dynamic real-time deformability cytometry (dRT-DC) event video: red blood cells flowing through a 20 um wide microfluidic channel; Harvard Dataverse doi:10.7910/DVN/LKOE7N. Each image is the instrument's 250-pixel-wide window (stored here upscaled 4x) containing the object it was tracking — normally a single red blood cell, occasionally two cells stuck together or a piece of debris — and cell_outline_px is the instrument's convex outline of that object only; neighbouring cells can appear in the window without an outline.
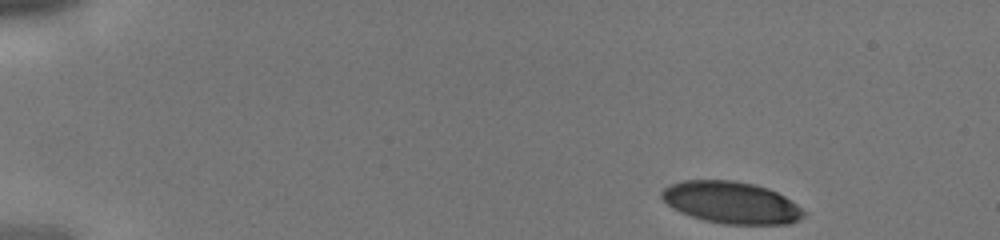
{"species": "human", "species_latin": "Homo sapiens", "temperature_condition": "cold", "stored_images_in_passage": 31, "camera_frame_rate_fps": 3000, "um_per_image_px": 0.085, "donor": {"sex": "male"}, "frame": {"image": 1, "passage_image": 1, "time_ms": 0.0, "image_size_px": [1000, 240], "cell_outline_px": [[808, 212], [804, 216], [788, 224], [724, 224], [704, 220], [680, 212], [672, 208], [660, 196], [660, 192], [668, 184], [680, 180], [736, 180], [756, 184], [768, 188], [792, 200]], "centroid_in_image_um": [62.15, 17.2], "position_along_channel_um": 22.8, "area_um2": 35.03}}
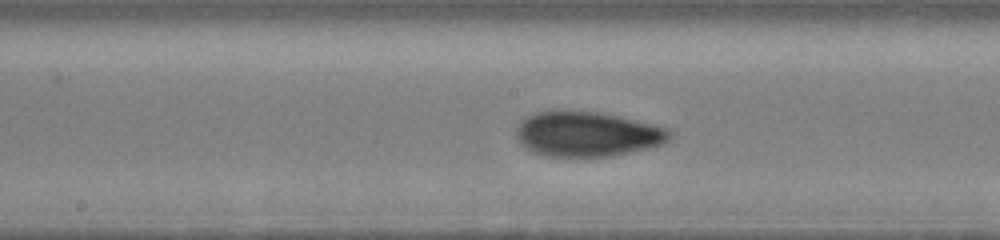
{"frame": {"image": 2, "passage_image": 14, "time_ms": 4.333, "image_size_px": [1000, 240], "cell_outline_px": [[672, 136], [664, 144], [628, 152], [604, 156], [548, 156], [532, 152], [520, 144], [516, 136], [516, 128], [520, 120], [536, 112], [556, 108], [600, 112], [620, 116], [672, 128]], "centroid_in_image_um": [49.9, 11.35], "position_along_channel_um": 198.3, "area_um2": 40.92}}
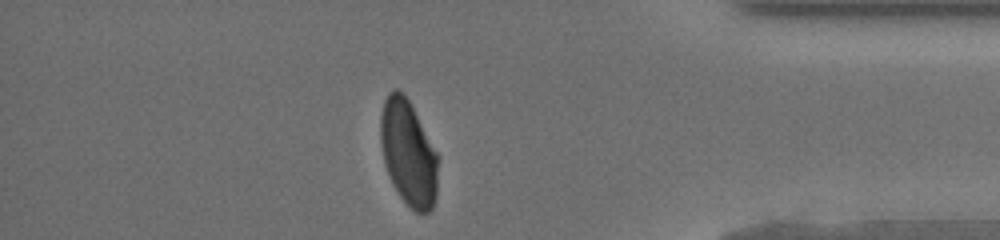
{"frame": {"image": 3, "passage_image": 27, "time_ms": 8.667, "image_size_px": [1000, 240], "cell_outline_px": [[440, 156], [436, 196], [432, 208], [428, 212], [416, 212], [400, 196], [392, 184], [388, 176], [384, 164], [380, 140], [380, 116], [384, 100], [388, 92], [396, 88], [408, 100]], "centroid_in_image_um": [34.72, 13.02], "position_along_channel_um": 400.5, "area_um2": 35.6}}